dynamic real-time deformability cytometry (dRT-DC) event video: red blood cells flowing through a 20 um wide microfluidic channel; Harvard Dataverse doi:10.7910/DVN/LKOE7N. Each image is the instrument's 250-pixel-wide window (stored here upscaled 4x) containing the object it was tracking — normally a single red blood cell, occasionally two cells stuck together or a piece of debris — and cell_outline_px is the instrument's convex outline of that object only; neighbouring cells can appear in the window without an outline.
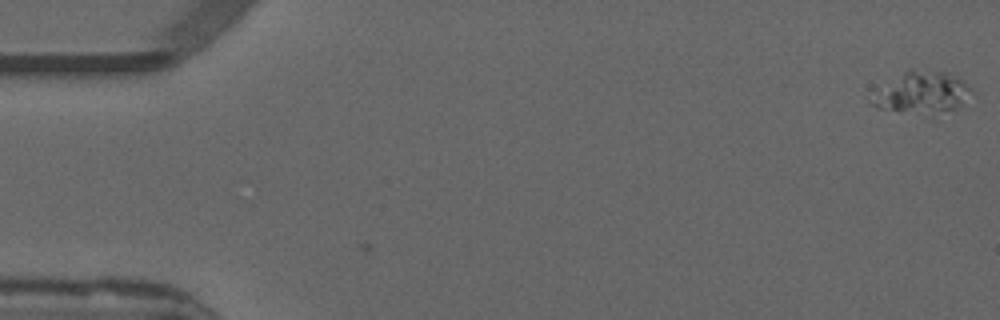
{"species": "common noctule bat (a hibernating species)", "species_latin": "Nyctalus noctula", "temperature_condition": "warm", "stored_images_in_passage": 2, "camera_frame_rate_fps": 3000, "um_per_image_px": 0.085, "animal": {"sex": "male", "forearm_length_mm": 52.5}, "frame": {"image": 1, "passage_image": 2, "time_ms": 0.333, "image_size_px": [1000, 320], "cell_outline_px": [[976, 92], [964, 104], [956, 108], [928, 116], [924, 116], [876, 108], [868, 104], [868, 100], [908, 68], [912, 68], [944, 72], [964, 80]], "centroid_in_image_um": [78.44, 7.91], "position_along_channel_um": 6.6, "area_um2": 24.74}}